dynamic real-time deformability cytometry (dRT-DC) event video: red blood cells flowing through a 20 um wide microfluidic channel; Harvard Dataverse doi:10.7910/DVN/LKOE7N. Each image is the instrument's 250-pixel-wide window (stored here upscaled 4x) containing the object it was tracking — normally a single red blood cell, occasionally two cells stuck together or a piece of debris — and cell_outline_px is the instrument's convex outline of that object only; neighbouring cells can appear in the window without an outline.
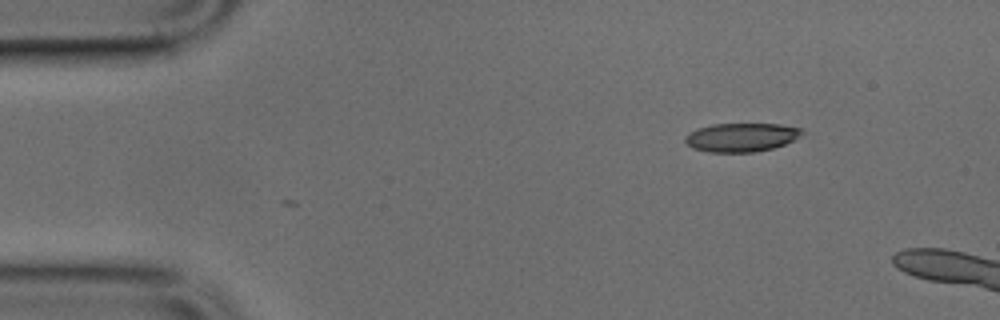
{"species": "common noctule bat (a hibernating species)", "species_latin": "Nyctalus noctula", "temperature_condition": "cold", "stored_images_in_passage": 4, "camera_frame_rate_fps": 3000, "um_per_image_px": 0.085, "animal": {"sex": "male", "body_mass_g": 17.9, "forearm_length_mm": 54.2}, "frame": {"image": 1, "passage_image": 4, "time_ms": 1.0, "image_size_px": [1000, 320], "cell_outline_px": [[800, 132], [792, 140], [784, 144], [772, 148], [752, 152], [708, 152], [692, 148], [684, 140], [684, 136], [696, 128], [712, 124], [780, 124], [800, 128]], "centroid_in_image_um": [62.91, 11.67], "position_along_channel_um": 22.1, "area_um2": 19.25}}